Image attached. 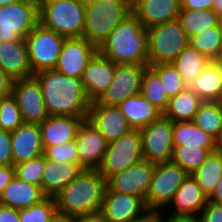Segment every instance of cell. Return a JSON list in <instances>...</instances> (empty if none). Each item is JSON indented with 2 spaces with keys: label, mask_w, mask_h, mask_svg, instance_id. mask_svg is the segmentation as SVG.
<instances>
[{
  "label": "cell",
  "mask_w": 222,
  "mask_h": 222,
  "mask_svg": "<svg viewBox=\"0 0 222 222\" xmlns=\"http://www.w3.org/2000/svg\"><path fill=\"white\" fill-rule=\"evenodd\" d=\"M33 76L40 84L49 116L88 117L90 101L81 78L69 77L54 69Z\"/></svg>",
  "instance_id": "cell-1"
},
{
  "label": "cell",
  "mask_w": 222,
  "mask_h": 222,
  "mask_svg": "<svg viewBox=\"0 0 222 222\" xmlns=\"http://www.w3.org/2000/svg\"><path fill=\"white\" fill-rule=\"evenodd\" d=\"M106 180L98 170L83 169L81 173L54 196L59 215L84 216L101 211Z\"/></svg>",
  "instance_id": "cell-2"
},
{
  "label": "cell",
  "mask_w": 222,
  "mask_h": 222,
  "mask_svg": "<svg viewBox=\"0 0 222 222\" xmlns=\"http://www.w3.org/2000/svg\"><path fill=\"white\" fill-rule=\"evenodd\" d=\"M98 51L115 64L148 65V32L131 13L109 34Z\"/></svg>",
  "instance_id": "cell-3"
},
{
  "label": "cell",
  "mask_w": 222,
  "mask_h": 222,
  "mask_svg": "<svg viewBox=\"0 0 222 222\" xmlns=\"http://www.w3.org/2000/svg\"><path fill=\"white\" fill-rule=\"evenodd\" d=\"M131 13L132 0L87 1L82 38L99 49L112 30Z\"/></svg>",
  "instance_id": "cell-4"
},
{
  "label": "cell",
  "mask_w": 222,
  "mask_h": 222,
  "mask_svg": "<svg viewBox=\"0 0 222 222\" xmlns=\"http://www.w3.org/2000/svg\"><path fill=\"white\" fill-rule=\"evenodd\" d=\"M85 16V0L39 1V23L65 38L82 37Z\"/></svg>",
  "instance_id": "cell-5"
},
{
  "label": "cell",
  "mask_w": 222,
  "mask_h": 222,
  "mask_svg": "<svg viewBox=\"0 0 222 222\" xmlns=\"http://www.w3.org/2000/svg\"><path fill=\"white\" fill-rule=\"evenodd\" d=\"M148 66L172 63L189 45V38L179 19L147 29Z\"/></svg>",
  "instance_id": "cell-6"
},
{
  "label": "cell",
  "mask_w": 222,
  "mask_h": 222,
  "mask_svg": "<svg viewBox=\"0 0 222 222\" xmlns=\"http://www.w3.org/2000/svg\"><path fill=\"white\" fill-rule=\"evenodd\" d=\"M188 175L172 161L156 163L145 199L148 210L150 212H161L163 208H167Z\"/></svg>",
  "instance_id": "cell-7"
},
{
  "label": "cell",
  "mask_w": 222,
  "mask_h": 222,
  "mask_svg": "<svg viewBox=\"0 0 222 222\" xmlns=\"http://www.w3.org/2000/svg\"><path fill=\"white\" fill-rule=\"evenodd\" d=\"M39 24V1L22 0L0 7V40L25 38Z\"/></svg>",
  "instance_id": "cell-8"
},
{
  "label": "cell",
  "mask_w": 222,
  "mask_h": 222,
  "mask_svg": "<svg viewBox=\"0 0 222 222\" xmlns=\"http://www.w3.org/2000/svg\"><path fill=\"white\" fill-rule=\"evenodd\" d=\"M143 160L140 129H132L119 139L108 143L99 173L107 180L131 165Z\"/></svg>",
  "instance_id": "cell-9"
},
{
  "label": "cell",
  "mask_w": 222,
  "mask_h": 222,
  "mask_svg": "<svg viewBox=\"0 0 222 222\" xmlns=\"http://www.w3.org/2000/svg\"><path fill=\"white\" fill-rule=\"evenodd\" d=\"M65 39L40 23L25 37L33 75L55 68Z\"/></svg>",
  "instance_id": "cell-10"
},
{
  "label": "cell",
  "mask_w": 222,
  "mask_h": 222,
  "mask_svg": "<svg viewBox=\"0 0 222 222\" xmlns=\"http://www.w3.org/2000/svg\"><path fill=\"white\" fill-rule=\"evenodd\" d=\"M142 155L153 163L169 162L174 151L173 122L162 116L140 129Z\"/></svg>",
  "instance_id": "cell-11"
},
{
  "label": "cell",
  "mask_w": 222,
  "mask_h": 222,
  "mask_svg": "<svg viewBox=\"0 0 222 222\" xmlns=\"http://www.w3.org/2000/svg\"><path fill=\"white\" fill-rule=\"evenodd\" d=\"M148 65L115 64L112 82L97 104L119 106L128 97L141 91L142 76Z\"/></svg>",
  "instance_id": "cell-12"
},
{
  "label": "cell",
  "mask_w": 222,
  "mask_h": 222,
  "mask_svg": "<svg viewBox=\"0 0 222 222\" xmlns=\"http://www.w3.org/2000/svg\"><path fill=\"white\" fill-rule=\"evenodd\" d=\"M156 163L141 160L106 180L105 192H116L140 197L144 202Z\"/></svg>",
  "instance_id": "cell-13"
},
{
  "label": "cell",
  "mask_w": 222,
  "mask_h": 222,
  "mask_svg": "<svg viewBox=\"0 0 222 222\" xmlns=\"http://www.w3.org/2000/svg\"><path fill=\"white\" fill-rule=\"evenodd\" d=\"M11 93L16 98L24 123L40 125L49 117L40 84L34 76L15 79Z\"/></svg>",
  "instance_id": "cell-14"
},
{
  "label": "cell",
  "mask_w": 222,
  "mask_h": 222,
  "mask_svg": "<svg viewBox=\"0 0 222 222\" xmlns=\"http://www.w3.org/2000/svg\"><path fill=\"white\" fill-rule=\"evenodd\" d=\"M79 165L86 170H98L108 142L87 119L80 124L75 138Z\"/></svg>",
  "instance_id": "cell-15"
},
{
  "label": "cell",
  "mask_w": 222,
  "mask_h": 222,
  "mask_svg": "<svg viewBox=\"0 0 222 222\" xmlns=\"http://www.w3.org/2000/svg\"><path fill=\"white\" fill-rule=\"evenodd\" d=\"M108 222H135L150 213L138 196L105 192L100 211Z\"/></svg>",
  "instance_id": "cell-16"
},
{
  "label": "cell",
  "mask_w": 222,
  "mask_h": 222,
  "mask_svg": "<svg viewBox=\"0 0 222 222\" xmlns=\"http://www.w3.org/2000/svg\"><path fill=\"white\" fill-rule=\"evenodd\" d=\"M98 49L85 38H66L54 70L75 78H81L87 63Z\"/></svg>",
  "instance_id": "cell-17"
},
{
  "label": "cell",
  "mask_w": 222,
  "mask_h": 222,
  "mask_svg": "<svg viewBox=\"0 0 222 222\" xmlns=\"http://www.w3.org/2000/svg\"><path fill=\"white\" fill-rule=\"evenodd\" d=\"M87 120L99 130L108 143L119 139L132 130L118 106L91 102Z\"/></svg>",
  "instance_id": "cell-18"
},
{
  "label": "cell",
  "mask_w": 222,
  "mask_h": 222,
  "mask_svg": "<svg viewBox=\"0 0 222 222\" xmlns=\"http://www.w3.org/2000/svg\"><path fill=\"white\" fill-rule=\"evenodd\" d=\"M115 71V63L99 51L90 59L81 77L88 100L97 101L110 86Z\"/></svg>",
  "instance_id": "cell-19"
},
{
  "label": "cell",
  "mask_w": 222,
  "mask_h": 222,
  "mask_svg": "<svg viewBox=\"0 0 222 222\" xmlns=\"http://www.w3.org/2000/svg\"><path fill=\"white\" fill-rule=\"evenodd\" d=\"M180 10V0H132V13L146 29L178 19Z\"/></svg>",
  "instance_id": "cell-20"
},
{
  "label": "cell",
  "mask_w": 222,
  "mask_h": 222,
  "mask_svg": "<svg viewBox=\"0 0 222 222\" xmlns=\"http://www.w3.org/2000/svg\"><path fill=\"white\" fill-rule=\"evenodd\" d=\"M13 165L31 160L44 154L39 125L23 123L10 132Z\"/></svg>",
  "instance_id": "cell-21"
},
{
  "label": "cell",
  "mask_w": 222,
  "mask_h": 222,
  "mask_svg": "<svg viewBox=\"0 0 222 222\" xmlns=\"http://www.w3.org/2000/svg\"><path fill=\"white\" fill-rule=\"evenodd\" d=\"M0 69L14 80L33 76L25 38L1 41Z\"/></svg>",
  "instance_id": "cell-22"
},
{
  "label": "cell",
  "mask_w": 222,
  "mask_h": 222,
  "mask_svg": "<svg viewBox=\"0 0 222 222\" xmlns=\"http://www.w3.org/2000/svg\"><path fill=\"white\" fill-rule=\"evenodd\" d=\"M87 117L49 116L39 125L44 149L74 141L80 124Z\"/></svg>",
  "instance_id": "cell-23"
},
{
  "label": "cell",
  "mask_w": 222,
  "mask_h": 222,
  "mask_svg": "<svg viewBox=\"0 0 222 222\" xmlns=\"http://www.w3.org/2000/svg\"><path fill=\"white\" fill-rule=\"evenodd\" d=\"M83 170L80 165L45 158L41 189L46 196L54 197L69 185Z\"/></svg>",
  "instance_id": "cell-24"
},
{
  "label": "cell",
  "mask_w": 222,
  "mask_h": 222,
  "mask_svg": "<svg viewBox=\"0 0 222 222\" xmlns=\"http://www.w3.org/2000/svg\"><path fill=\"white\" fill-rule=\"evenodd\" d=\"M207 200L208 197L203 193L196 179L188 175L167 207L174 206L171 215H198L205 207Z\"/></svg>",
  "instance_id": "cell-25"
},
{
  "label": "cell",
  "mask_w": 222,
  "mask_h": 222,
  "mask_svg": "<svg viewBox=\"0 0 222 222\" xmlns=\"http://www.w3.org/2000/svg\"><path fill=\"white\" fill-rule=\"evenodd\" d=\"M45 197L40 186L22 181L14 176L0 194V204L23 209L40 202Z\"/></svg>",
  "instance_id": "cell-26"
},
{
  "label": "cell",
  "mask_w": 222,
  "mask_h": 222,
  "mask_svg": "<svg viewBox=\"0 0 222 222\" xmlns=\"http://www.w3.org/2000/svg\"><path fill=\"white\" fill-rule=\"evenodd\" d=\"M118 107L132 129H141L163 116V112L140 93L128 97Z\"/></svg>",
  "instance_id": "cell-27"
},
{
  "label": "cell",
  "mask_w": 222,
  "mask_h": 222,
  "mask_svg": "<svg viewBox=\"0 0 222 222\" xmlns=\"http://www.w3.org/2000/svg\"><path fill=\"white\" fill-rule=\"evenodd\" d=\"M174 146H197L210 153L217 150V140L194 125L193 121L173 122Z\"/></svg>",
  "instance_id": "cell-28"
},
{
  "label": "cell",
  "mask_w": 222,
  "mask_h": 222,
  "mask_svg": "<svg viewBox=\"0 0 222 222\" xmlns=\"http://www.w3.org/2000/svg\"><path fill=\"white\" fill-rule=\"evenodd\" d=\"M203 101L187 87L176 96L170 98L163 116L172 122L193 121Z\"/></svg>",
  "instance_id": "cell-29"
},
{
  "label": "cell",
  "mask_w": 222,
  "mask_h": 222,
  "mask_svg": "<svg viewBox=\"0 0 222 222\" xmlns=\"http://www.w3.org/2000/svg\"><path fill=\"white\" fill-rule=\"evenodd\" d=\"M189 88L203 102H220L222 99V78L211 62L195 78Z\"/></svg>",
  "instance_id": "cell-30"
},
{
  "label": "cell",
  "mask_w": 222,
  "mask_h": 222,
  "mask_svg": "<svg viewBox=\"0 0 222 222\" xmlns=\"http://www.w3.org/2000/svg\"><path fill=\"white\" fill-rule=\"evenodd\" d=\"M210 62L211 60L207 56L188 45L178 54L172 64L189 87Z\"/></svg>",
  "instance_id": "cell-31"
},
{
  "label": "cell",
  "mask_w": 222,
  "mask_h": 222,
  "mask_svg": "<svg viewBox=\"0 0 222 222\" xmlns=\"http://www.w3.org/2000/svg\"><path fill=\"white\" fill-rule=\"evenodd\" d=\"M203 193L209 197L222 177V151L209 153L204 163L192 174Z\"/></svg>",
  "instance_id": "cell-32"
},
{
  "label": "cell",
  "mask_w": 222,
  "mask_h": 222,
  "mask_svg": "<svg viewBox=\"0 0 222 222\" xmlns=\"http://www.w3.org/2000/svg\"><path fill=\"white\" fill-rule=\"evenodd\" d=\"M178 19L190 38L208 28L218 26L220 16L212 9H181Z\"/></svg>",
  "instance_id": "cell-33"
},
{
  "label": "cell",
  "mask_w": 222,
  "mask_h": 222,
  "mask_svg": "<svg viewBox=\"0 0 222 222\" xmlns=\"http://www.w3.org/2000/svg\"><path fill=\"white\" fill-rule=\"evenodd\" d=\"M193 123L218 140L222 133L221 102H203L194 116Z\"/></svg>",
  "instance_id": "cell-34"
},
{
  "label": "cell",
  "mask_w": 222,
  "mask_h": 222,
  "mask_svg": "<svg viewBox=\"0 0 222 222\" xmlns=\"http://www.w3.org/2000/svg\"><path fill=\"white\" fill-rule=\"evenodd\" d=\"M140 94L162 112L166 110L170 100L159 76L149 66L142 76Z\"/></svg>",
  "instance_id": "cell-35"
},
{
  "label": "cell",
  "mask_w": 222,
  "mask_h": 222,
  "mask_svg": "<svg viewBox=\"0 0 222 222\" xmlns=\"http://www.w3.org/2000/svg\"><path fill=\"white\" fill-rule=\"evenodd\" d=\"M209 153L207 149L197 146H175L171 161L192 175L204 163Z\"/></svg>",
  "instance_id": "cell-36"
},
{
  "label": "cell",
  "mask_w": 222,
  "mask_h": 222,
  "mask_svg": "<svg viewBox=\"0 0 222 222\" xmlns=\"http://www.w3.org/2000/svg\"><path fill=\"white\" fill-rule=\"evenodd\" d=\"M189 45L210 60L222 53V38L218 27H211L189 38Z\"/></svg>",
  "instance_id": "cell-37"
},
{
  "label": "cell",
  "mask_w": 222,
  "mask_h": 222,
  "mask_svg": "<svg viewBox=\"0 0 222 222\" xmlns=\"http://www.w3.org/2000/svg\"><path fill=\"white\" fill-rule=\"evenodd\" d=\"M57 214L54 197L46 196L28 208L19 209V222H51Z\"/></svg>",
  "instance_id": "cell-38"
},
{
  "label": "cell",
  "mask_w": 222,
  "mask_h": 222,
  "mask_svg": "<svg viewBox=\"0 0 222 222\" xmlns=\"http://www.w3.org/2000/svg\"><path fill=\"white\" fill-rule=\"evenodd\" d=\"M160 78L169 98L176 96L188 86L172 63L149 66Z\"/></svg>",
  "instance_id": "cell-39"
},
{
  "label": "cell",
  "mask_w": 222,
  "mask_h": 222,
  "mask_svg": "<svg viewBox=\"0 0 222 222\" xmlns=\"http://www.w3.org/2000/svg\"><path fill=\"white\" fill-rule=\"evenodd\" d=\"M24 123L16 98L12 93L0 99V129L12 132Z\"/></svg>",
  "instance_id": "cell-40"
},
{
  "label": "cell",
  "mask_w": 222,
  "mask_h": 222,
  "mask_svg": "<svg viewBox=\"0 0 222 222\" xmlns=\"http://www.w3.org/2000/svg\"><path fill=\"white\" fill-rule=\"evenodd\" d=\"M14 169L15 176L18 179L41 187L44 169V154L14 165Z\"/></svg>",
  "instance_id": "cell-41"
},
{
  "label": "cell",
  "mask_w": 222,
  "mask_h": 222,
  "mask_svg": "<svg viewBox=\"0 0 222 222\" xmlns=\"http://www.w3.org/2000/svg\"><path fill=\"white\" fill-rule=\"evenodd\" d=\"M45 158L66 161L79 165V158L77 155V148L75 141L68 142L63 145L50 146L44 149Z\"/></svg>",
  "instance_id": "cell-42"
},
{
  "label": "cell",
  "mask_w": 222,
  "mask_h": 222,
  "mask_svg": "<svg viewBox=\"0 0 222 222\" xmlns=\"http://www.w3.org/2000/svg\"><path fill=\"white\" fill-rule=\"evenodd\" d=\"M13 165L10 132L0 129V166Z\"/></svg>",
  "instance_id": "cell-43"
},
{
  "label": "cell",
  "mask_w": 222,
  "mask_h": 222,
  "mask_svg": "<svg viewBox=\"0 0 222 222\" xmlns=\"http://www.w3.org/2000/svg\"><path fill=\"white\" fill-rule=\"evenodd\" d=\"M199 217L201 222H222V204L207 200Z\"/></svg>",
  "instance_id": "cell-44"
},
{
  "label": "cell",
  "mask_w": 222,
  "mask_h": 222,
  "mask_svg": "<svg viewBox=\"0 0 222 222\" xmlns=\"http://www.w3.org/2000/svg\"><path fill=\"white\" fill-rule=\"evenodd\" d=\"M19 209L0 204V222H19Z\"/></svg>",
  "instance_id": "cell-45"
},
{
  "label": "cell",
  "mask_w": 222,
  "mask_h": 222,
  "mask_svg": "<svg viewBox=\"0 0 222 222\" xmlns=\"http://www.w3.org/2000/svg\"><path fill=\"white\" fill-rule=\"evenodd\" d=\"M181 9L204 10L211 9L213 0H180Z\"/></svg>",
  "instance_id": "cell-46"
},
{
  "label": "cell",
  "mask_w": 222,
  "mask_h": 222,
  "mask_svg": "<svg viewBox=\"0 0 222 222\" xmlns=\"http://www.w3.org/2000/svg\"><path fill=\"white\" fill-rule=\"evenodd\" d=\"M15 176L14 165L0 166V194Z\"/></svg>",
  "instance_id": "cell-47"
},
{
  "label": "cell",
  "mask_w": 222,
  "mask_h": 222,
  "mask_svg": "<svg viewBox=\"0 0 222 222\" xmlns=\"http://www.w3.org/2000/svg\"><path fill=\"white\" fill-rule=\"evenodd\" d=\"M13 81L14 79L0 69V99L11 94Z\"/></svg>",
  "instance_id": "cell-48"
},
{
  "label": "cell",
  "mask_w": 222,
  "mask_h": 222,
  "mask_svg": "<svg viewBox=\"0 0 222 222\" xmlns=\"http://www.w3.org/2000/svg\"><path fill=\"white\" fill-rule=\"evenodd\" d=\"M162 215L163 222H201L199 214L198 215H167L166 219L163 217L164 213L160 212Z\"/></svg>",
  "instance_id": "cell-49"
},
{
  "label": "cell",
  "mask_w": 222,
  "mask_h": 222,
  "mask_svg": "<svg viewBox=\"0 0 222 222\" xmlns=\"http://www.w3.org/2000/svg\"><path fill=\"white\" fill-rule=\"evenodd\" d=\"M76 222H108L101 212L76 217Z\"/></svg>",
  "instance_id": "cell-50"
},
{
  "label": "cell",
  "mask_w": 222,
  "mask_h": 222,
  "mask_svg": "<svg viewBox=\"0 0 222 222\" xmlns=\"http://www.w3.org/2000/svg\"><path fill=\"white\" fill-rule=\"evenodd\" d=\"M208 200L214 203L222 204V177L218 181L211 195L208 197Z\"/></svg>",
  "instance_id": "cell-51"
},
{
  "label": "cell",
  "mask_w": 222,
  "mask_h": 222,
  "mask_svg": "<svg viewBox=\"0 0 222 222\" xmlns=\"http://www.w3.org/2000/svg\"><path fill=\"white\" fill-rule=\"evenodd\" d=\"M135 222H163L160 212H150L143 219Z\"/></svg>",
  "instance_id": "cell-52"
},
{
  "label": "cell",
  "mask_w": 222,
  "mask_h": 222,
  "mask_svg": "<svg viewBox=\"0 0 222 222\" xmlns=\"http://www.w3.org/2000/svg\"><path fill=\"white\" fill-rule=\"evenodd\" d=\"M211 63L215 66L216 70L222 78V53L219 54L217 57L211 59Z\"/></svg>",
  "instance_id": "cell-53"
},
{
  "label": "cell",
  "mask_w": 222,
  "mask_h": 222,
  "mask_svg": "<svg viewBox=\"0 0 222 222\" xmlns=\"http://www.w3.org/2000/svg\"><path fill=\"white\" fill-rule=\"evenodd\" d=\"M211 9L215 11L220 17H222V0H213Z\"/></svg>",
  "instance_id": "cell-54"
},
{
  "label": "cell",
  "mask_w": 222,
  "mask_h": 222,
  "mask_svg": "<svg viewBox=\"0 0 222 222\" xmlns=\"http://www.w3.org/2000/svg\"><path fill=\"white\" fill-rule=\"evenodd\" d=\"M51 222H76V217H68L57 214Z\"/></svg>",
  "instance_id": "cell-55"
},
{
  "label": "cell",
  "mask_w": 222,
  "mask_h": 222,
  "mask_svg": "<svg viewBox=\"0 0 222 222\" xmlns=\"http://www.w3.org/2000/svg\"><path fill=\"white\" fill-rule=\"evenodd\" d=\"M22 0H0V7L4 5H10L13 3L21 2Z\"/></svg>",
  "instance_id": "cell-56"
},
{
  "label": "cell",
  "mask_w": 222,
  "mask_h": 222,
  "mask_svg": "<svg viewBox=\"0 0 222 222\" xmlns=\"http://www.w3.org/2000/svg\"><path fill=\"white\" fill-rule=\"evenodd\" d=\"M217 150L222 151V133L219 139L217 140Z\"/></svg>",
  "instance_id": "cell-57"
},
{
  "label": "cell",
  "mask_w": 222,
  "mask_h": 222,
  "mask_svg": "<svg viewBox=\"0 0 222 222\" xmlns=\"http://www.w3.org/2000/svg\"><path fill=\"white\" fill-rule=\"evenodd\" d=\"M217 27L219 29L220 36L222 38V17H220Z\"/></svg>",
  "instance_id": "cell-58"
}]
</instances>
